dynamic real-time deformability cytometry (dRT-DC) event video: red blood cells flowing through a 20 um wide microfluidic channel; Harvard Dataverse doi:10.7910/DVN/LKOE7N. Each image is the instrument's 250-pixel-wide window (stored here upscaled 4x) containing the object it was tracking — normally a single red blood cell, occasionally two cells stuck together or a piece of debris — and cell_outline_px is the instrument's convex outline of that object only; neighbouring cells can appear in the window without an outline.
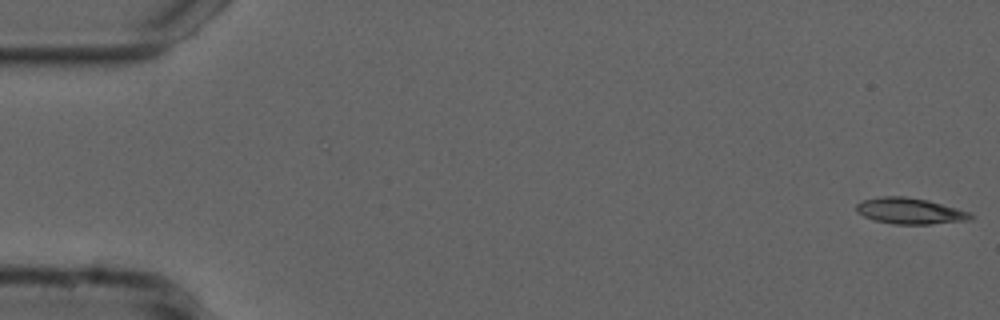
{"species": "common noctule bat (a hibernating species)", "species_latin": "Nyctalus noctula", "temperature_condition": "cold", "stored_images_in_passage": 4, "camera_frame_rate_fps": 3000, "um_per_image_px": 0.085, "animal": {"sex": "male", "forearm_length_mm": 52.5}, "frame": {"image": 1, "passage_image": 1, "time_ms": 0.0, "image_size_px": [1000, 320], "cell_outline_px": [[972, 220], [928, 224], [892, 224], [876, 220], [864, 216], [856, 212], [856, 204], [864, 200], [880, 196], [904, 196], [928, 200], [956, 208], [968, 212], [972, 216]], "centroid_in_image_um": [77.32, 17.93], "position_along_channel_um": 7.7, "area_um2": 17.22}}